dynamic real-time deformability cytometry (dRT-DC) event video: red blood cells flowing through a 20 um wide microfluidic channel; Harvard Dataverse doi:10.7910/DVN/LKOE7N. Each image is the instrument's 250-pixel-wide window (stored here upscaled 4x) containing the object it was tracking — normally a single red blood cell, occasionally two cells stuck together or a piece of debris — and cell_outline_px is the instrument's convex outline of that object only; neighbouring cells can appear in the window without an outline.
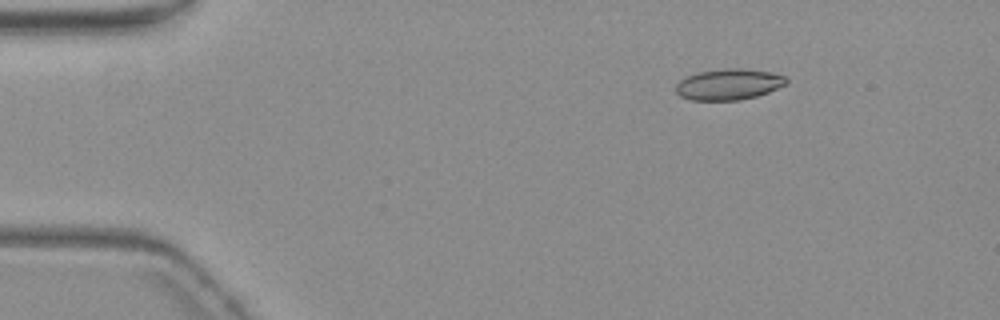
{"species": "common noctule bat (a hibernating species)", "species_latin": "Nyctalus noctula", "temperature_condition": "warm", "stored_images_in_passage": 8, "camera_frame_rate_fps": 3000, "um_per_image_px": 0.085, "animal": {"sex": "female", "body_mass_g": 19.3, "forearm_length_mm": 54.1}, "frame": {"image": 1, "passage_image": 2, "time_ms": 1.0, "image_size_px": [1000, 320], "cell_outline_px": [[788, 80], [784, 84], [768, 92], [756, 96], [740, 100], [692, 100], [680, 96], [676, 92], [676, 84], [684, 76], [696, 72], [724, 68], [740, 68], [772, 72], [784, 76]], "centroid_in_image_um": [61.89, 7.16], "position_along_channel_um": 23.1, "area_um2": 20.0}}
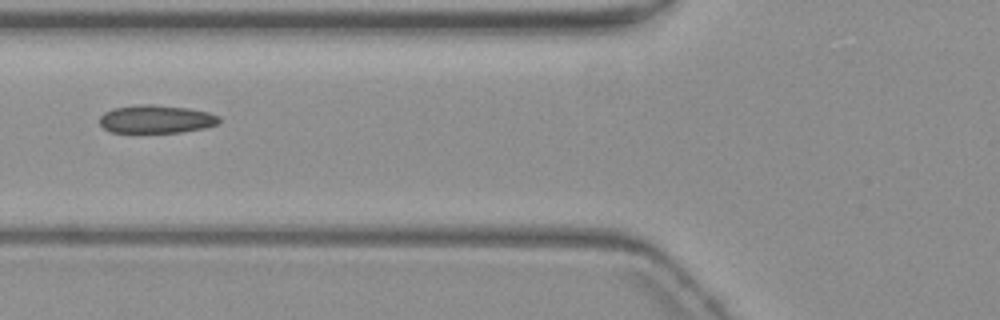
{"frame": {"image": 2, "passage_image": 5, "time_ms": 5.667, "image_size_px": [1000, 320], "cell_outline_px": [[220, 120], [216, 124], [204, 128], [180, 132], [112, 132], [104, 128], [100, 124], [100, 116], [104, 112], [112, 108], [136, 104], [152, 104], [188, 108], [208, 112], [220, 116]], "centroid_in_image_um": [13.25, 10.11], "position_along_channel_um": 112.5, "area_um2": 19.59}}
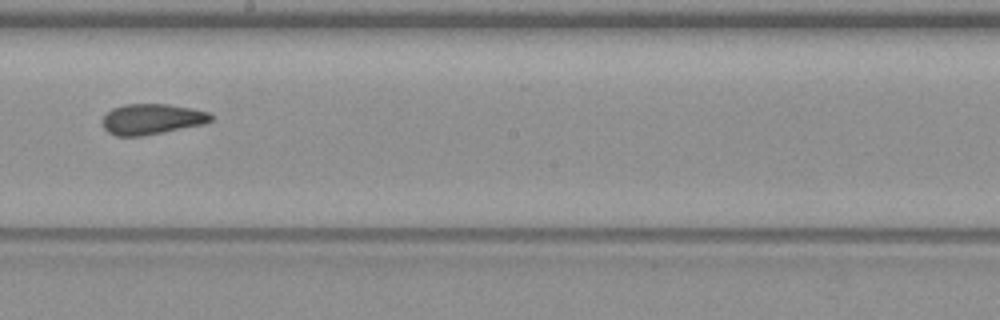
{"frame": {"image": 3, "passage_image": 8, "time_ms": 9.0, "image_size_px": [1000, 320], "cell_outline_px": [[212, 120], [204, 124], [164, 132], [140, 136], [116, 136], [108, 132], [104, 128], [100, 120], [112, 108], [124, 104], [168, 104], [192, 108], [208, 112], [212, 116]], "centroid_in_image_um": [12.88, 10.12], "position_along_channel_um": 235.3, "area_um2": 19.42}}